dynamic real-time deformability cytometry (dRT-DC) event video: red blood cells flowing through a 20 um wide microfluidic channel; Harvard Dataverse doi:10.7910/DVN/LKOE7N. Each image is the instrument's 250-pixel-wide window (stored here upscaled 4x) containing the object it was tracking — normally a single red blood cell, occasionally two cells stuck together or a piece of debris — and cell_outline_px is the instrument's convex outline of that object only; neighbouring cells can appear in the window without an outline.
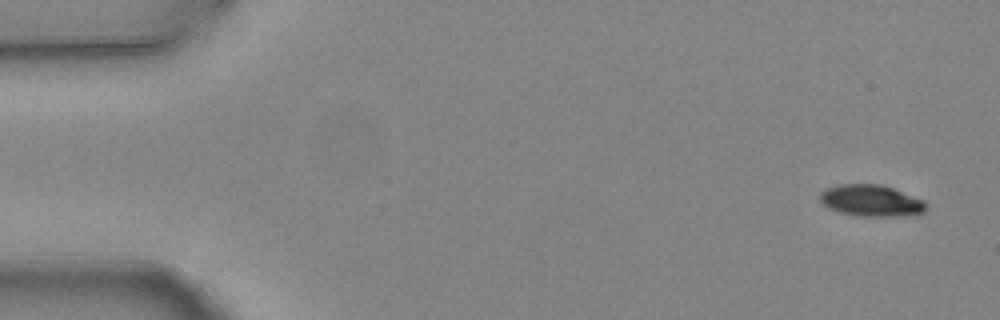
{"species": "common noctule bat (a hibernating species)", "species_latin": "Nyctalus noctula", "temperature_condition": "warm", "stored_images_in_passage": 4, "camera_frame_rate_fps": 3000, "um_per_image_px": 0.085, "animal": {"sex": "female", "body_mass_g": 24.6, "forearm_length_mm": 56.2}, "frame": {"image": 1, "passage_image": 1, "time_ms": 0.0, "image_size_px": [1000, 320], "cell_outline_px": [[928, 208], [924, 212], [916, 216], [856, 216], [840, 212], [828, 208], [820, 200], [820, 192], [828, 188], [840, 184], [880, 184], [892, 188], [924, 200], [928, 204]], "centroid_in_image_um": [74.11, 17.07], "position_along_channel_um": 10.9, "area_um2": 19.71}}
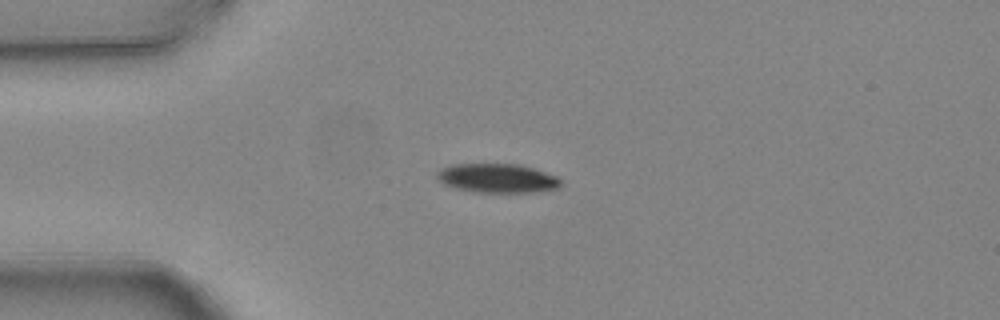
{"frame": {"image": 2, "passage_image": 4, "time_ms": 1.0, "image_size_px": [1000, 320], "cell_outline_px": [[560, 188], [540, 192], [476, 192], [456, 188], [444, 184], [436, 176], [436, 172], [440, 168], [452, 164], [520, 164], [556, 176], [560, 180]], "centroid_in_image_um": [42.26, 15.15], "position_along_channel_um": 42.7, "area_um2": 20.98}}